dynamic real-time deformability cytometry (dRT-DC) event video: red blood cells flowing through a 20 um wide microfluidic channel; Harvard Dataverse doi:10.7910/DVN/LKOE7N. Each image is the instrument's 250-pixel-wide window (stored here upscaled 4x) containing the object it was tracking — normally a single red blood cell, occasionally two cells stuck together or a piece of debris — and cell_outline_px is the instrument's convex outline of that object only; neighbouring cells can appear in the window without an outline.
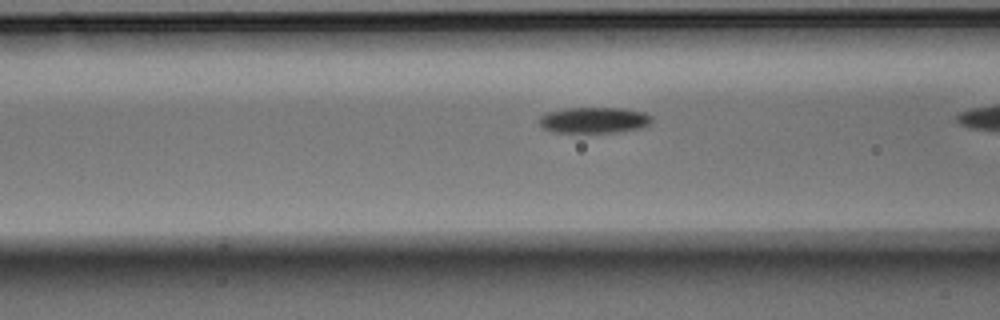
{"species": "Egyptian fruit bat (a non-hibernating species)", "species_latin": "Rousettus aegyptiacus", "temperature_condition": "warm", "stored_images_in_passage": 34, "segment_of_instrument_passage": [2, 2], "camera_frame_rate_fps": 3000, "um_per_image_px": 0.085, "animal": {"sex": "male"}, "frame": {"image": 1, "passage_image": 15, "time_ms": 4.667, "image_size_px": [1000, 320], "cell_outline_px": [[652, 124], [640, 128], [620, 132], [552, 132], [544, 128], [540, 124], [540, 116], [548, 112], [568, 108], [624, 108], [644, 112], [652, 116]], "centroid_in_image_um": [50.55, 10.21], "position_along_channel_um": 116.0, "area_um2": 17.05}}
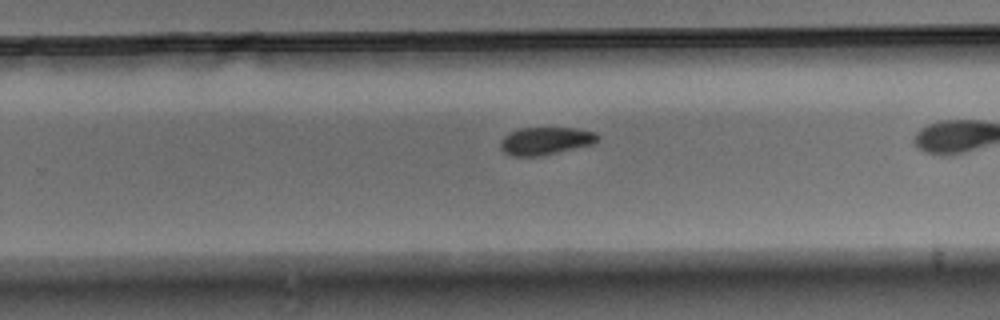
{"frame": {"image": 2, "passage_image": 27, "time_ms": 8.667, "image_size_px": [1000, 320], "cell_outline_px": [[600, 140], [596, 144], [536, 156], [512, 156], [504, 152], [500, 148], [500, 140], [504, 136], [520, 128], [576, 128], [596, 132], [600, 136]], "centroid_in_image_um": [46.42, 11.97], "position_along_channel_um": 283.4, "area_um2": 15.72}}
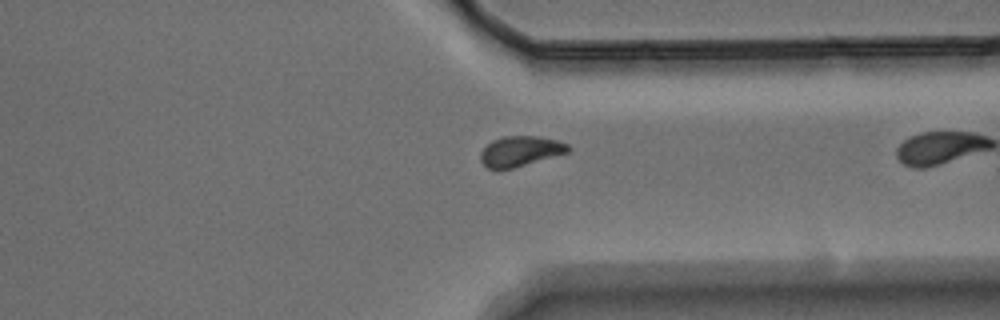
{"frame": {"image": 3, "passage_image": 33, "time_ms": 10.667, "image_size_px": [1000, 320], "cell_outline_px": [[572, 148], [568, 152], [512, 168], [496, 172], [488, 168], [480, 160], [480, 152], [492, 140], [504, 136], [536, 136], [556, 140], [568, 144]], "centroid_in_image_um": [44.19, 12.87], "position_along_channel_um": 367.2, "area_um2": 15.49}}